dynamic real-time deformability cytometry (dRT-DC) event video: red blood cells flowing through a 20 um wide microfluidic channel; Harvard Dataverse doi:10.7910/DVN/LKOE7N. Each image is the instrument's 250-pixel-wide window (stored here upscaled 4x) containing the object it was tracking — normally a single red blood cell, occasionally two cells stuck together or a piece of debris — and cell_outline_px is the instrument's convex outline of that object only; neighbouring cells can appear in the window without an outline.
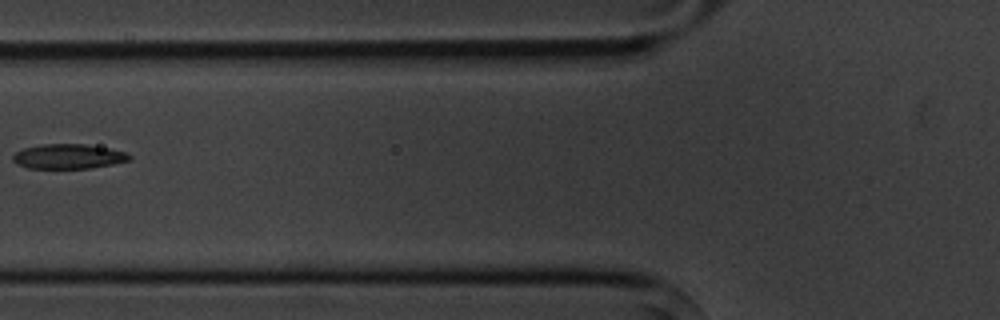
{"species": "common noctule bat (a hibernating species)", "species_latin": "Nyctalus noctula", "temperature_condition": "cold", "stored_images_in_passage": 6, "camera_frame_rate_fps": 3000, "um_per_image_px": 0.085, "animal": {"sex": "male", "body_mass_g": 20.1, "forearm_length_mm": 53.5}, "frame": {"image": 1, "passage_image": 6, "time_ms": 6.333, "image_size_px": [1000, 320], "cell_outline_px": [[132, 156], [128, 160], [112, 164], [92, 168], [28, 168], [16, 164], [12, 160], [12, 156], [16, 152], [24, 148], [44, 144], [84, 144], [108, 148], [128, 152]], "centroid_in_image_um": [5.81, 13.3], "position_along_channel_um": 120.0, "area_um2": 16.76}}